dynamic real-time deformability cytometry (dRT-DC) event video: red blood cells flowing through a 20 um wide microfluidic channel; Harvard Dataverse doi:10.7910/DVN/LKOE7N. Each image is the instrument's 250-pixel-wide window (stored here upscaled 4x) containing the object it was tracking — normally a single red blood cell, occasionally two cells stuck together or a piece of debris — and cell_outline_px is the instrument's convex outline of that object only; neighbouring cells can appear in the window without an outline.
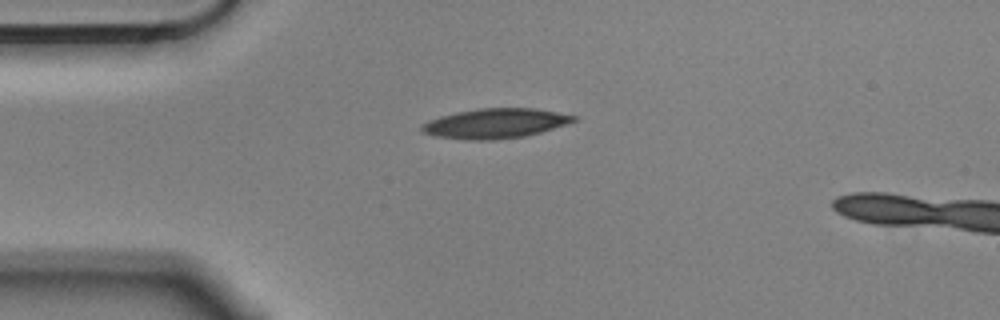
{"species": "Egyptian fruit bat (a non-hibernating species)", "species_latin": "Rousettus aegyptiacus", "temperature_condition": "cold", "stored_images_in_passage": 4, "camera_frame_rate_fps": 3000, "um_per_image_px": 0.085, "animal": {"sex": "male"}, "frame": {"image": 1, "passage_image": 4, "time_ms": 1.0, "image_size_px": [1000, 320], "cell_outline_px": [[576, 120], [540, 132], [524, 136], [496, 140], [468, 140], [436, 136], [420, 132], [420, 124], [428, 120], [440, 116], [456, 112], [480, 108], [532, 108], [556, 112], [576, 116]], "centroid_in_image_um": [42.01, 10.49], "position_along_channel_um": 43.0, "area_um2": 26.24}}